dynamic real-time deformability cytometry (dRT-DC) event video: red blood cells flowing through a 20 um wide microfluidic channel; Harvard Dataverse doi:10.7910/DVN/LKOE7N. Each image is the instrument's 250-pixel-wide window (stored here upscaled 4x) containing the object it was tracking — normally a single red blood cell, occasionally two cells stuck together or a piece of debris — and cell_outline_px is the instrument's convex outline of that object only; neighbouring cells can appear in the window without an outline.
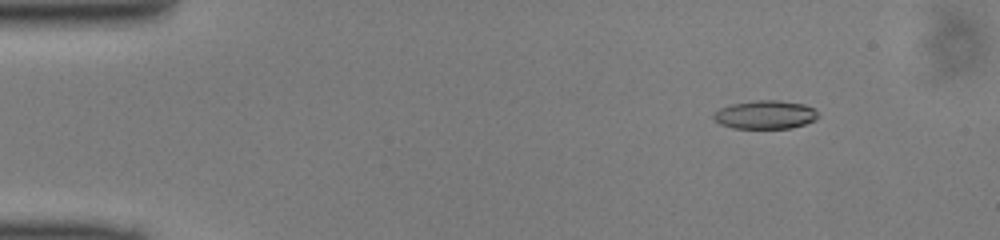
{"species": "common noctule bat (a hibernating species)", "species_latin": "Nyctalus noctula", "temperature_condition": "cold", "stored_images_in_passage": 48, "camera_frame_rate_fps": 3000, "um_per_image_px": 0.085, "animal": {"sex": "male", "body_mass_g": 13.0, "forearm_length_mm": 53.1}, "frame": {"image": 1, "passage_image": 5, "time_ms": 1.333, "image_size_px": [1000, 240], "cell_outline_px": [[820, 116], [816, 120], [792, 128], [732, 128], [720, 124], [712, 120], [712, 112], [720, 108], [732, 104], [756, 100], [780, 100], [804, 104], [816, 108]], "centroid_in_image_um": [65.05, 9.75], "position_along_channel_um": 19.9, "area_um2": 17.69}}
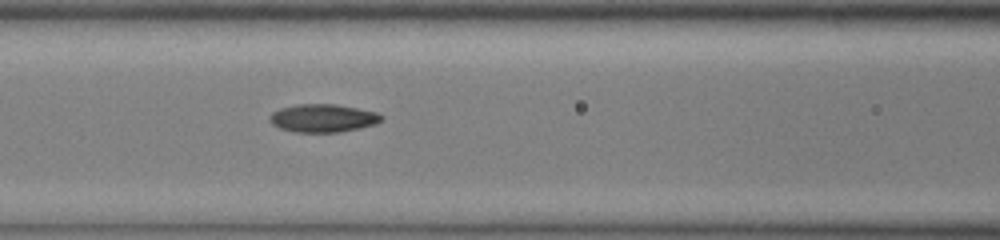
{"frame": {"image": 2, "passage_image": 20, "time_ms": 6.333, "image_size_px": [1000, 240], "cell_outline_px": [[384, 120], [376, 124], [360, 128], [340, 132], [296, 132], [280, 128], [272, 124], [268, 120], [268, 116], [272, 112], [280, 108], [296, 104], [336, 104], [376, 112], [384, 116]], "centroid_in_image_um": [27.45, 10.04], "position_along_channel_um": 139.2, "area_um2": 18.44}}
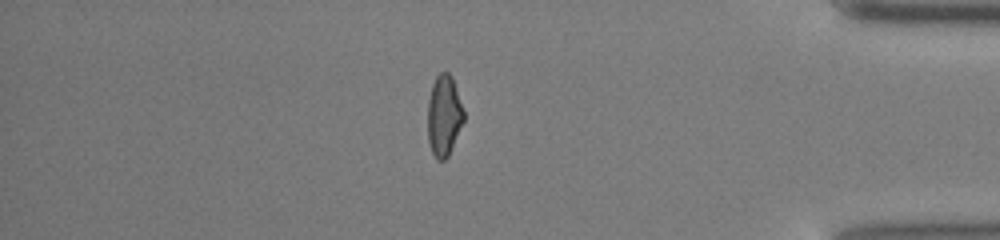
{"frame": {"image": 3, "passage_image": 41, "time_ms": 13.333, "image_size_px": [1000, 240], "cell_outline_px": [[464, 120], [448, 156], [444, 160], [436, 160], [432, 152], [428, 140], [428, 100], [432, 84], [436, 76], [440, 72], [448, 72], [452, 76], [464, 112]], "centroid_in_image_um": [37.73, 9.82], "position_along_channel_um": 397.5, "area_um2": 16.94}}